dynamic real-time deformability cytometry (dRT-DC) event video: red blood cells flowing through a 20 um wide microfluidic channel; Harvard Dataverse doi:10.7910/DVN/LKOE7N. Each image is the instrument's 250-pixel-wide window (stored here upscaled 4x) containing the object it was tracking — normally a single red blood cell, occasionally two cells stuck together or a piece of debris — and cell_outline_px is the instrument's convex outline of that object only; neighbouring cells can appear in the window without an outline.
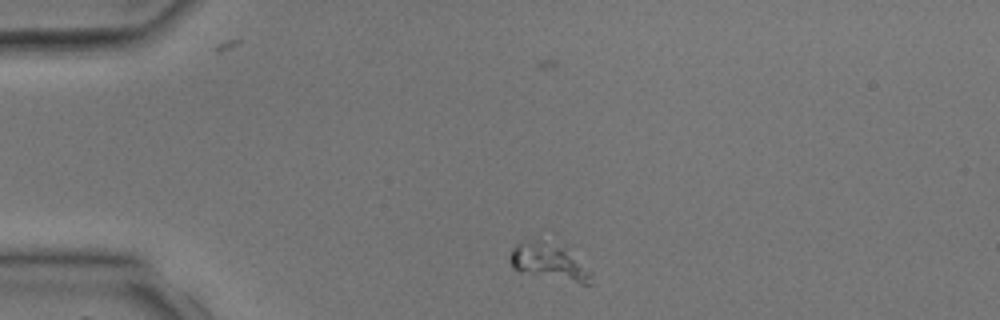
{"species": "common noctule bat (a hibernating species)", "species_latin": "Nyctalus noctula", "temperature_condition": "room temperature", "stored_images_in_passage": 3, "camera_frame_rate_fps": 3000, "um_per_image_px": 0.085, "animal": {"sex": "male", "body_mass_g": 17.9, "forearm_length_mm": 54.2}, "frame": {"image": 1, "passage_image": 1, "time_ms": 0.0, "image_size_px": [1000, 320], "cell_outline_px": [[592, 284], [580, 284], [520, 272], [512, 268], [512, 248], [516, 244], [536, 240], [540, 240], [564, 252], [592, 272]], "centroid_in_image_um": [46.64, 22.35], "position_along_channel_um": 38.4, "area_um2": 16.07}}